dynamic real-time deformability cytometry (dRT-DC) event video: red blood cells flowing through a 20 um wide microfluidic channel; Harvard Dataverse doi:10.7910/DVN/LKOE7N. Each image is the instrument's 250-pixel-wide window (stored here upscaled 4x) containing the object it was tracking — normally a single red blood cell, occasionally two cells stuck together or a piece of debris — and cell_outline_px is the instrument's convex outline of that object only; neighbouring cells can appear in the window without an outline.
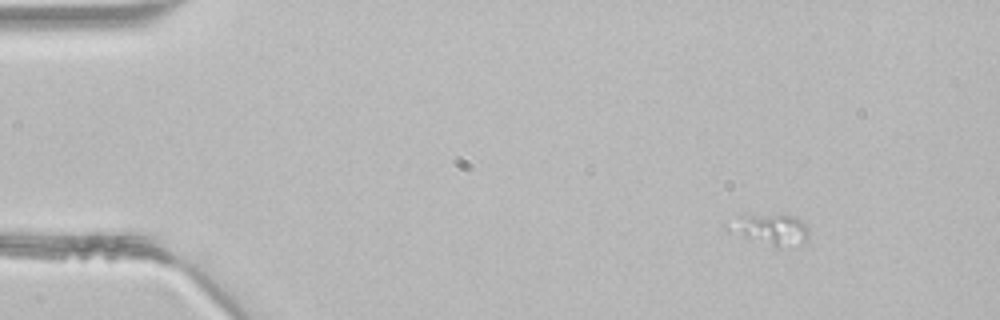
{"species": "common noctule bat (a hibernating species)", "species_latin": "Nyctalus noctula", "temperature_condition": "room temperature", "stored_images_in_passage": 2, "camera_frame_rate_fps": 3000, "um_per_image_px": 0.085, "animal": {"sex": "male", "body_mass_g": 21.5, "forearm_length_mm": 52.0}, "frame": {"image": 1, "passage_image": 1, "time_ms": 0.0, "image_size_px": [1000, 320], "cell_outline_px": [[808, 236], [804, 240], [776, 248], [744, 236], [724, 228], [724, 224], [748, 212], [792, 216], [800, 220], [808, 228]], "centroid_in_image_um": [65.39, 19.43], "position_along_channel_um": 19.6, "area_um2": 14.33}}